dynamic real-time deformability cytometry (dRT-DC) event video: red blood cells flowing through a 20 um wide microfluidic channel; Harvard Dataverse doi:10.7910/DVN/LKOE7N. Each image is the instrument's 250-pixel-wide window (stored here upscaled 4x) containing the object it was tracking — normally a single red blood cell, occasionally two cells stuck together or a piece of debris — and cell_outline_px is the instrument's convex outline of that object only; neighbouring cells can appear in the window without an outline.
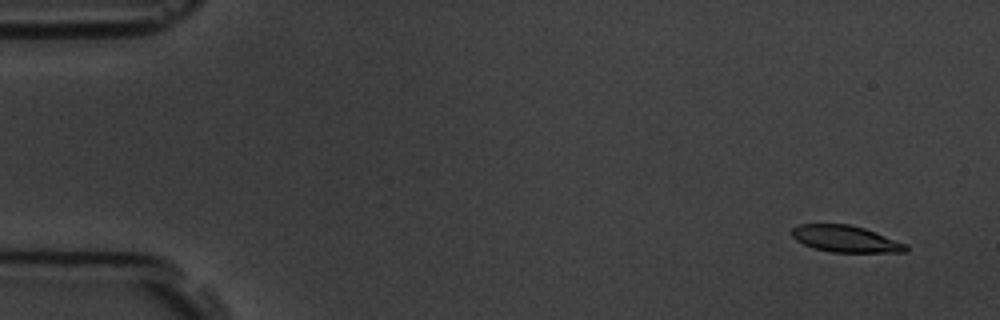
{"species": "common noctule bat (a hibernating species)", "species_latin": "Nyctalus noctula", "temperature_condition": "room temperature", "stored_images_in_passage": 5, "camera_frame_rate_fps": 3000, "um_per_image_px": 0.085, "animal": {"sex": "male", "body_mass_g": 19.5, "forearm_length_mm": 54.6}, "frame": {"image": 1, "passage_image": 1, "time_ms": 0.0, "image_size_px": [1000, 320], "cell_outline_px": [[908, 252], [832, 252], [812, 248], [796, 240], [792, 236], [792, 228], [800, 224], [848, 224], [864, 228], [876, 232], [908, 244]], "centroid_in_image_um": [71.89, 20.31], "position_along_channel_um": 13.1, "area_um2": 17.74}}
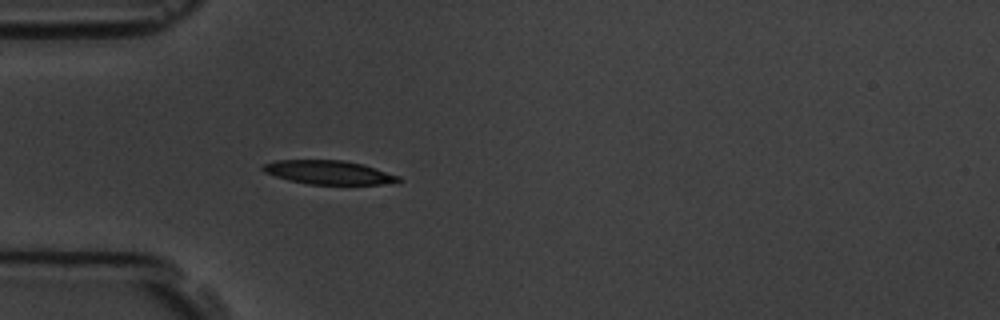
{"frame": {"image": 2, "passage_image": 5, "time_ms": 4.333, "image_size_px": [1000, 320], "cell_outline_px": [[404, 180], [380, 184], [308, 184], [288, 180], [264, 172], [260, 168], [264, 164], [276, 160], [344, 160], [364, 164], [400, 176]], "centroid_in_image_um": [27.94, 14.64], "position_along_channel_um": 57.1, "area_um2": 18.79}}